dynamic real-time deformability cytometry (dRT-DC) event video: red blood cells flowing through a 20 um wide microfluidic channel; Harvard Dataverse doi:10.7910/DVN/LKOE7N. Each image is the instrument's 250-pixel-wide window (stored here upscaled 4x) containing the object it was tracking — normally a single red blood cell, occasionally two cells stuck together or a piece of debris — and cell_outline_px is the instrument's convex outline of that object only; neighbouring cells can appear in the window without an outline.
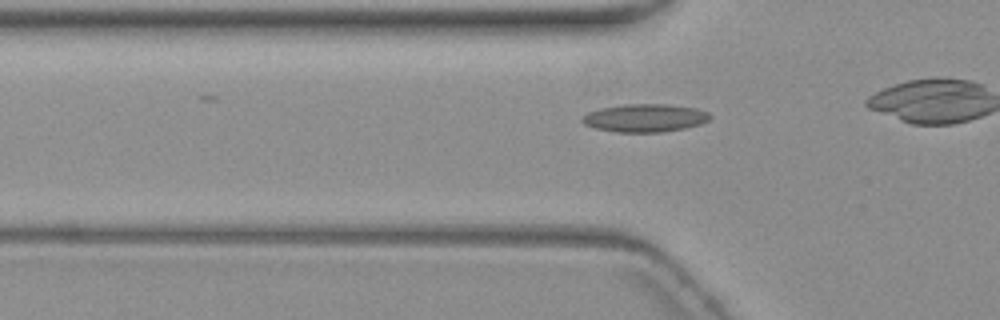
{"species": "common noctule bat (a hibernating species)", "species_latin": "Nyctalus noctula", "temperature_condition": "warm", "stored_images_in_passage": 5, "camera_frame_rate_fps": 3000, "um_per_image_px": 0.085, "animal": {"sex": "female", "body_mass_g": 19.3, "forearm_length_mm": 54.1}, "frame": {"image": 1, "passage_image": 5, "time_ms": 4.667, "image_size_px": [1000, 320], "cell_outline_px": [[712, 116], [708, 120], [700, 124], [684, 128], [664, 132], [616, 132], [596, 128], [584, 124], [580, 120], [588, 112], [600, 108], [624, 104], [668, 104], [696, 108], [708, 112]], "centroid_in_image_um": [54.82, 10.02], "position_along_channel_um": 71.0, "area_um2": 20.87}}